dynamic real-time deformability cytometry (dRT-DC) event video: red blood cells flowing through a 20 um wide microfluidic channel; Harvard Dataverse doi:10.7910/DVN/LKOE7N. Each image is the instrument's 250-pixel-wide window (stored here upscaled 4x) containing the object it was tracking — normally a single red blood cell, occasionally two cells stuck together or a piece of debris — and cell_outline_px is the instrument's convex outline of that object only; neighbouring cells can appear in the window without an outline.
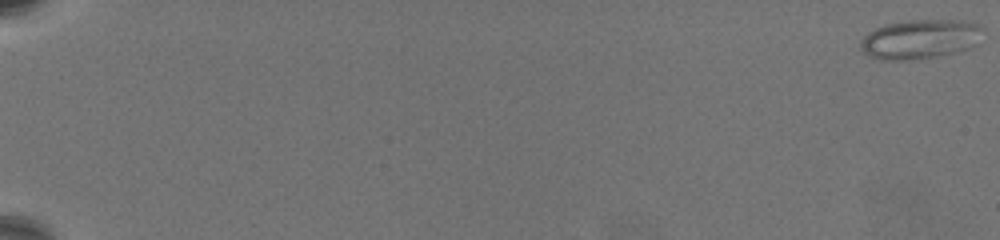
{"species": "common noctule bat (a hibernating species)", "species_latin": "Nyctalus noctula", "temperature_condition": "warm", "stored_images_in_passage": 68, "camera_frame_rate_fps": 3000, "um_per_image_px": 0.085, "animal": {"sex": "female", "body_mass_g": 19.5, "forearm_length_mm": 54.1}, "frame": {"image": 1, "passage_image": 1, "time_ms": 0.0, "image_size_px": [1000, 240], "cell_outline_px": [[984, 28], [980, 44], [968, 48], [952, 52], [932, 56], [904, 60], [880, 60], [868, 56], [860, 48], [860, 40], [868, 32], [884, 24], [912, 20], [964, 20], [980, 24]], "centroid_in_image_um": [78.23, 3.31], "position_along_channel_um": 6.8, "area_um2": 28.21}}
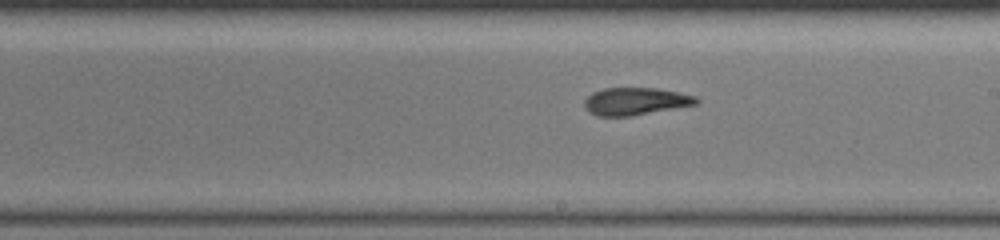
{"frame": {"image": 2, "passage_image": 43, "time_ms": 14.0, "image_size_px": [1000, 240], "cell_outline_px": [[700, 100], [696, 104], [632, 116], [596, 116], [588, 112], [584, 108], [584, 100], [592, 92], [604, 88], [656, 88], [680, 92], [696, 96]], "centroid_in_image_um": [53.99, 8.61], "position_along_channel_um": 235.0, "area_um2": 18.03}}
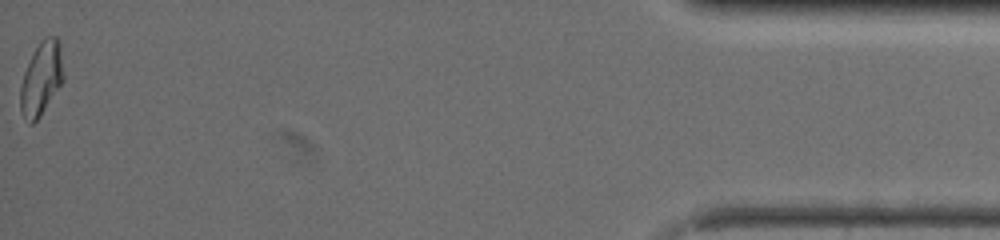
{"frame": {"image": 3, "passage_image": 68, "time_ms": 22.333, "image_size_px": [1000, 240], "cell_outline_px": [[64, 80], [40, 116], [32, 124], [28, 124], [20, 108], [20, 88], [24, 72], [32, 52], [40, 40], [44, 36], [56, 36], [60, 40], [64, 76]], "centroid_in_image_um": [3.52, 6.63], "position_along_channel_um": 431.7, "area_um2": 18.67}, "authors_computed_cell_mechanics": {"area_um2": 18.6694, "velocity_mm_per_s": 3.3121, "shape_relaxation_time_tau1_ms": 9.7893, "shape_relaxation_time_tau2_ms": 2.588, "deformation_change_tau1": 0.2443, "deformation_change_tau2": 0.0994}}